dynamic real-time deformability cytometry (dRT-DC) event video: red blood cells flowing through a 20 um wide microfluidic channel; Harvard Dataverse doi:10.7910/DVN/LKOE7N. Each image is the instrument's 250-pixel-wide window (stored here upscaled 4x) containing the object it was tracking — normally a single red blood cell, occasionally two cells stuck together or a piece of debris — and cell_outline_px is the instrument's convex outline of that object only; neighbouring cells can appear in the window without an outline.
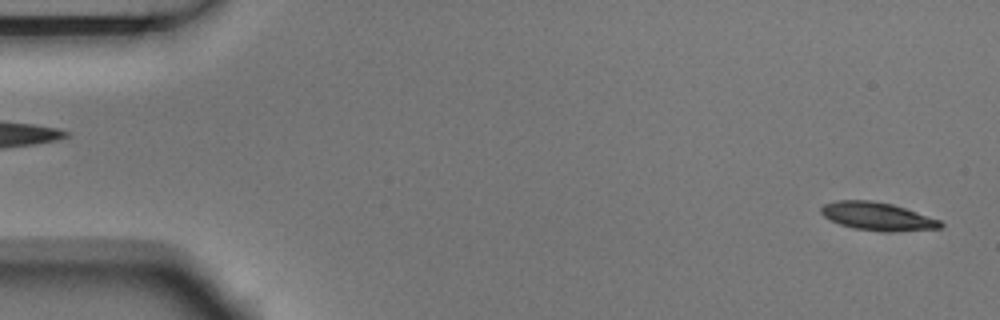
{"species": "Egyptian fruit bat (a non-hibernating species)", "species_latin": "Rousettus aegyptiacus", "temperature_condition": "room temperature", "stored_images_in_passage": 3, "segment_of_instrument_passage": [2, 2], "camera_frame_rate_fps": 3000, "um_per_image_px": 0.085, "animal": {"sex": "male"}, "frame": {"image": 1, "passage_image": 3, "time_ms": 0.667, "image_size_px": [1000, 320], "cell_outline_px": [[944, 224], [940, 228], [888, 232], [880, 232], [856, 228], [840, 224], [824, 216], [820, 212], [820, 208], [824, 204], [836, 200], [872, 200], [892, 204], [940, 220]], "centroid_in_image_um": [74.57, 18.38], "position_along_channel_um": 10.4, "area_um2": 19.36}}